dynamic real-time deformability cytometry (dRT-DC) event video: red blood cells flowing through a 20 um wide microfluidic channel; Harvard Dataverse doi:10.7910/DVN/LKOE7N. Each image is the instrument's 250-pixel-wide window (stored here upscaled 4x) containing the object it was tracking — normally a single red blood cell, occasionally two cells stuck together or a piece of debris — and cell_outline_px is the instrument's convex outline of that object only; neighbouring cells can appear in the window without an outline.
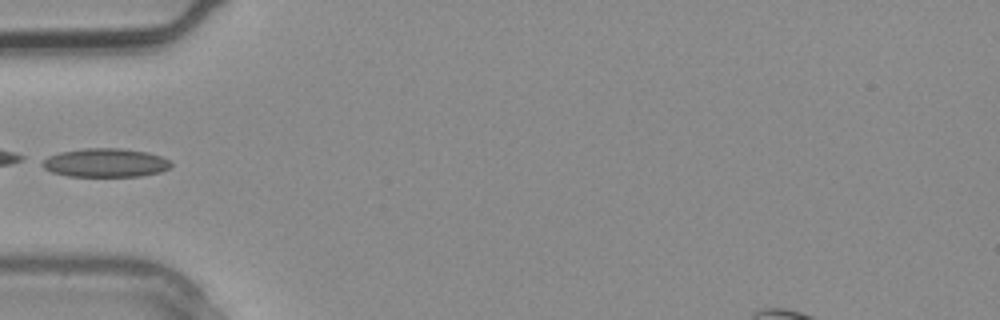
{"species": "common noctule bat (a hibernating species)", "species_latin": "Nyctalus noctula", "temperature_condition": "warm", "stored_images_in_passage": 3, "camera_frame_rate_fps": 3000, "um_per_image_px": 0.085, "animal": {"sex": "male", "body_mass_g": 20.4}, "frame": {"image": 1, "passage_image": 3, "time_ms": 0.667, "image_size_px": [1000, 320], "cell_outline_px": [[172, 164], [168, 168], [160, 172], [140, 176], [68, 176], [52, 172], [44, 168], [40, 164], [40, 160], [48, 156], [60, 152], [84, 148], [120, 148], [148, 152], [172, 160]], "centroid_in_image_um": [8.94, 13.83], "position_along_channel_um": 76.1, "area_um2": 21.68}}